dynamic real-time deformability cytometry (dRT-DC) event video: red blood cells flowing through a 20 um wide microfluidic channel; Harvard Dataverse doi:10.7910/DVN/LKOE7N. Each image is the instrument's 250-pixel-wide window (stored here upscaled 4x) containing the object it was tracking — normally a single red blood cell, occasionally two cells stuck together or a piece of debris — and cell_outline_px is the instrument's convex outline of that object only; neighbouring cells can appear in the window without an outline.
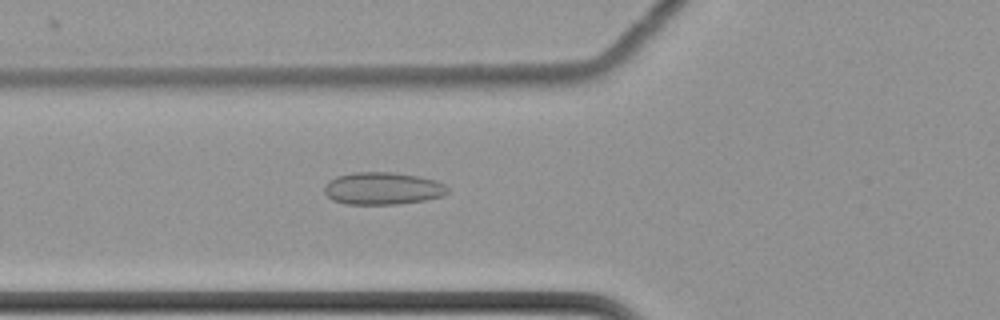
{"species": "common noctule bat (a hibernating species)", "species_latin": "Nyctalus noctula", "temperature_condition": "cold", "stored_images_in_passage": 61, "camera_frame_rate_fps": 3000, "um_per_image_px": 0.085, "animal": {"sex": "female", "body_mass_g": 22.7, "forearm_length_mm": 54.2}, "frame": {"image": 1, "passage_image": 24, "time_ms": 7.667, "image_size_px": [1000, 320], "cell_outline_px": [[448, 192], [444, 196], [424, 200], [396, 204], [344, 204], [332, 200], [324, 192], [324, 188], [328, 180], [336, 176], [352, 172], [392, 172], [416, 176], [436, 180], [444, 184], [448, 188]], "centroid_in_image_um": [32.5, 16.01], "position_along_channel_um": 93.3, "area_um2": 23.35}}
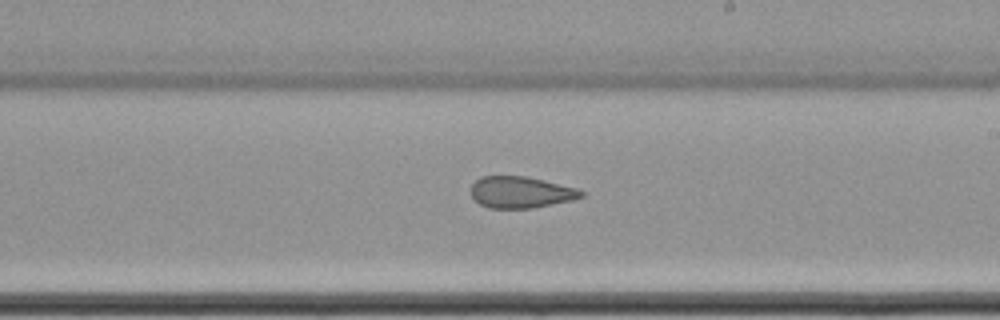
{"frame": {"image": 2, "passage_image": 37, "time_ms": 12.0, "image_size_px": [1000, 320], "cell_outline_px": [[584, 196], [572, 200], [532, 208], [488, 208], [480, 204], [472, 196], [472, 184], [480, 176], [524, 176], [544, 180], [580, 188], [584, 192]], "centroid_in_image_um": [44.3, 16.33], "position_along_channel_um": 244.7, "area_um2": 20.29}}
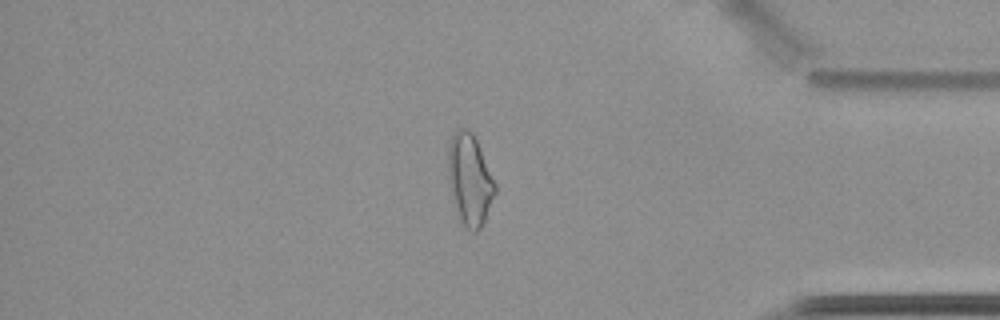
{"frame": {"image": 3, "passage_image": 52, "time_ms": 17.0, "image_size_px": [1000, 320], "cell_outline_px": [[496, 192], [484, 220], [480, 228], [476, 232], [472, 232], [460, 220], [448, 184], [448, 144], [456, 128], [468, 128], [472, 132], [476, 140], [496, 184]], "centroid_in_image_um": [39.91, 15.23], "position_along_channel_um": 395.3, "area_um2": 24.74}, "authors_computed_cell_mechanics": {"area_um2": 24.7384, "velocity_mm_per_s": 3.4944, "shape_relaxation_time_tau1_ms": null, "shape_relaxation_time_tau2_ms": 2.8194, "deformation_change_tau1": null, "deformation_change_tau2": 0.0896}}